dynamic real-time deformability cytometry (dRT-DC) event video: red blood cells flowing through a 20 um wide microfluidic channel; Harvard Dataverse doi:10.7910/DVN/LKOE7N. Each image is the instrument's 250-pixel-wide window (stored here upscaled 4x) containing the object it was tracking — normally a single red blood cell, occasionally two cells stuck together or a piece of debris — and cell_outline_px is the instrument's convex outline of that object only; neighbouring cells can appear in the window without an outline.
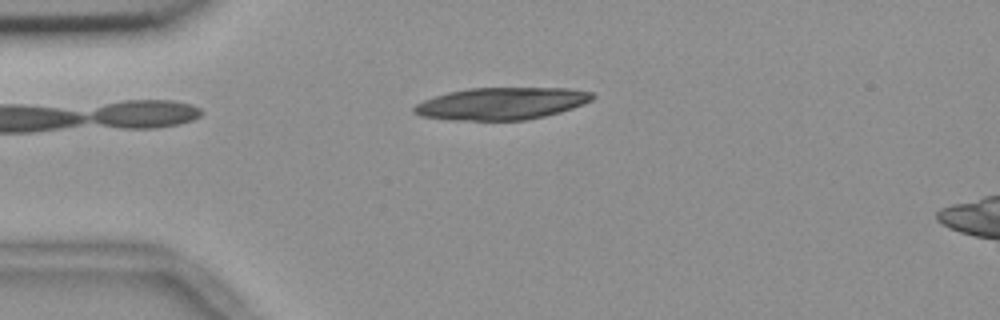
{"species": "common noctule bat (a hibernating species)", "species_latin": "Nyctalus noctula", "temperature_condition": "room temperature", "stored_images_in_passage": 4, "camera_frame_rate_fps": 3000, "um_per_image_px": 0.085, "animal": {"sex": "female", "body_mass_g": 18.4}, "frame": {"image": 1, "passage_image": 1, "time_ms": 0.0, "image_size_px": [1000, 320], "cell_outline_px": [[596, 96], [592, 100], [584, 104], [560, 112], [544, 116], [524, 120], [448, 120], [420, 116], [412, 112], [412, 108], [416, 104], [424, 100], [448, 92], [468, 88], [568, 88], [592, 92]], "centroid_in_image_um": [42.61, 8.8], "position_along_channel_um": 42.4, "area_um2": 33.52}}